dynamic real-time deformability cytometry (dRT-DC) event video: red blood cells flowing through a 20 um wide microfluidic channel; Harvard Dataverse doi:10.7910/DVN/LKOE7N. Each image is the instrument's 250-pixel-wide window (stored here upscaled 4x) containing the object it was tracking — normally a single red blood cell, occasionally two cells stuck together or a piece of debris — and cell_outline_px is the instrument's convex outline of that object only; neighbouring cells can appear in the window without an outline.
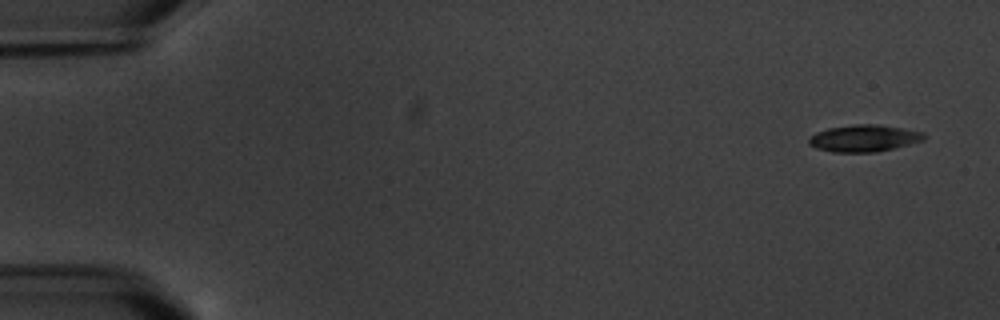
{"species": "common noctule bat (a hibernating species)", "species_latin": "Nyctalus noctula", "temperature_condition": "warm", "stored_images_in_passage": 6, "camera_frame_rate_fps": 3000, "um_per_image_px": 0.085, "animal": {"sex": "male", "body_mass_g": 20.1, "forearm_length_mm": 53.5}, "frame": {"image": 1, "passage_image": 1, "time_ms": 0.0, "image_size_px": [1000, 320], "cell_outline_px": [[928, 136], [924, 140], [896, 148], [876, 152], [832, 152], [816, 148], [808, 144], [808, 140], [816, 132], [828, 128], [852, 124], [876, 124], [924, 132]], "centroid_in_image_um": [73.46, 11.75], "position_along_channel_um": 11.5, "area_um2": 18.15}}
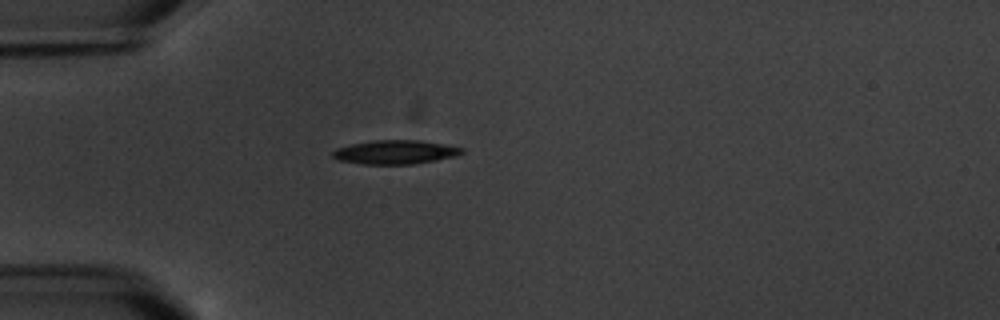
{"frame": {"image": 2, "passage_image": 5, "time_ms": 4.667, "image_size_px": [1000, 320], "cell_outline_px": [[464, 152], [456, 156], [436, 160], [412, 164], [360, 164], [340, 160], [332, 156], [332, 152], [336, 148], [352, 144], [372, 140], [420, 140], [444, 144], [464, 148]], "centroid_in_image_um": [33.61, 12.93], "position_along_channel_um": 51.4, "area_um2": 17.98}}